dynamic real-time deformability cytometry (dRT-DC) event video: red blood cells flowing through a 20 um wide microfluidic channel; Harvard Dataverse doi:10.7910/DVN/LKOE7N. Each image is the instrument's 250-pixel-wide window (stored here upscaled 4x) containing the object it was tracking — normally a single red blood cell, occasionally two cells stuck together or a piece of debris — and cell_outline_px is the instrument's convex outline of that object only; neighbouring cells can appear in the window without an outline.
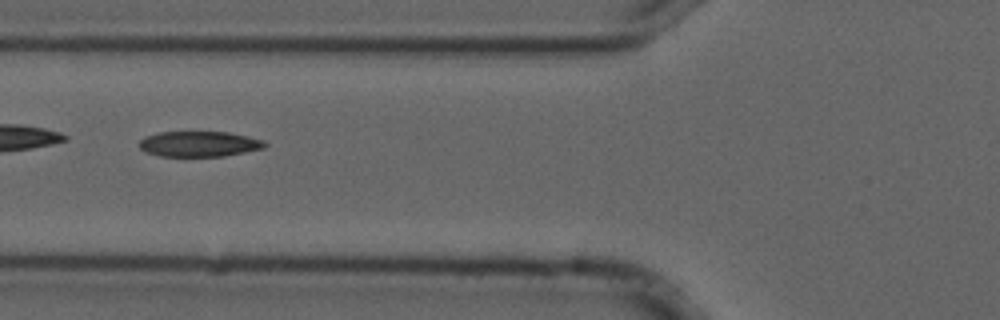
{"species": "common noctule bat (a hibernating species)", "species_latin": "Nyctalus noctula", "temperature_condition": "cold", "stored_images_in_passage": 40, "camera_frame_rate_fps": 3000, "um_per_image_px": 0.085, "animal": {"sex": "male", "forearm_length_mm": 52.5}, "frame": {"image": 1, "passage_image": 7, "time_ms": 2.0, "image_size_px": [1000, 320], "cell_outline_px": [[268, 144], [264, 148], [224, 156], [160, 156], [144, 152], [140, 148], [140, 140], [144, 136], [160, 132], [228, 132], [248, 136], [264, 140]], "centroid_in_image_um": [16.93, 12.23], "position_along_channel_um": 108.9, "area_um2": 18.67}, "authors_computed_cell_mechanics": {"area_um2": 19.2763, "velocity_mm_per_s": 3.709, "shape_relaxation_time_tau1_ms": null, "shape_relaxation_time_tau2_ms": 3.1659, "deformation_change_tau1": null, "deformation_change_tau2": 0.0968}}